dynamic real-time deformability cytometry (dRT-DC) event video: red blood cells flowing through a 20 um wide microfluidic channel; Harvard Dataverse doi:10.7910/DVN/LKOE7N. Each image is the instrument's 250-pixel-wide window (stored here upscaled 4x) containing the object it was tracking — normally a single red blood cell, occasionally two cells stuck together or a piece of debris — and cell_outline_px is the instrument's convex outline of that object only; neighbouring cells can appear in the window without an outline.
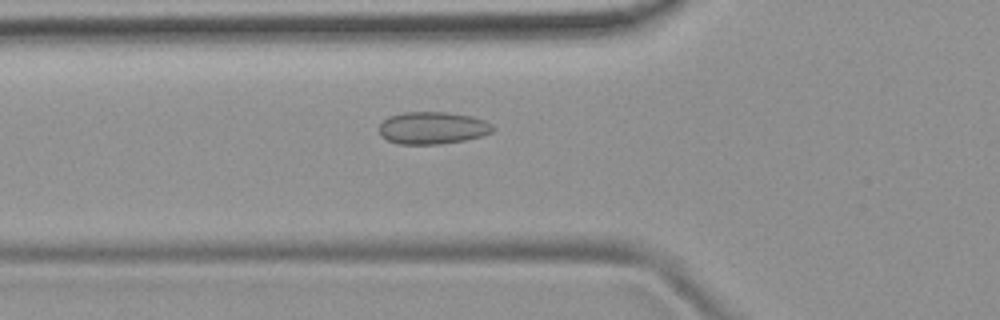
{"species": "common noctule bat (a hibernating species)", "species_latin": "Nyctalus noctula", "temperature_condition": "room temperature", "stored_images_in_passage": 50, "camera_frame_rate_fps": 3000, "um_per_image_px": 0.085, "animal": {"sex": "female", "body_mass_g": 19.9}, "frame": {"image": 1, "passage_image": 17, "time_ms": 5.333, "image_size_px": [1000, 320], "cell_outline_px": [[496, 128], [492, 132], [484, 136], [464, 140], [440, 144], [400, 144], [388, 140], [380, 136], [380, 124], [388, 116], [404, 112], [448, 112], [472, 116], [484, 120], [492, 124]], "centroid_in_image_um": [36.8, 10.87], "position_along_channel_um": 89.0, "area_um2": 21.56}}
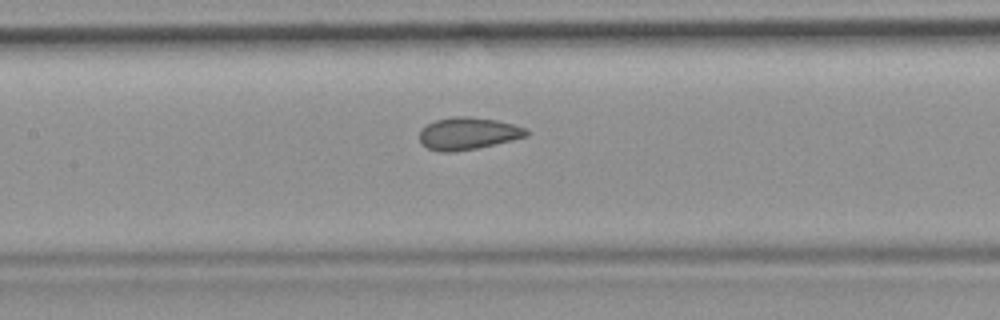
{"frame": {"image": 2, "passage_image": 23, "time_ms": 7.333, "image_size_px": [1000, 320], "cell_outline_px": [[528, 136], [512, 140], [476, 148], [452, 152], [440, 152], [428, 148], [420, 140], [420, 128], [436, 120], [452, 116], [472, 116], [496, 120], [528, 128]], "centroid_in_image_um": [39.79, 11.33], "position_along_channel_um": 167.6, "area_um2": 20.06}}
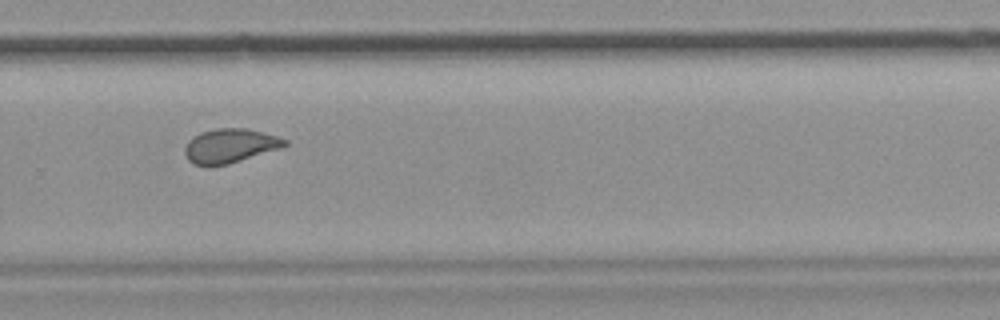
{"frame": {"image": 3, "passage_image": 34, "time_ms": 11.0, "image_size_px": [1000, 320], "cell_outline_px": [[288, 144], [284, 148], [228, 164], [192, 164], [188, 160], [184, 152], [184, 148], [188, 140], [192, 136], [200, 132], [216, 128], [248, 128], [276, 136], [288, 140]], "centroid_in_image_um": [19.58, 12.37], "position_along_channel_um": 310.2, "area_um2": 20.0}, "authors_computed_cell_mechanics": {"area_um2": 20.3745, "velocity_mm_per_s": 3.9075, "shape_relaxation_time_tau1_ms": null, "shape_relaxation_time_tau2_ms": 0.995, "deformation_change_tau1": null, "deformation_change_tau2": 0.0712}}